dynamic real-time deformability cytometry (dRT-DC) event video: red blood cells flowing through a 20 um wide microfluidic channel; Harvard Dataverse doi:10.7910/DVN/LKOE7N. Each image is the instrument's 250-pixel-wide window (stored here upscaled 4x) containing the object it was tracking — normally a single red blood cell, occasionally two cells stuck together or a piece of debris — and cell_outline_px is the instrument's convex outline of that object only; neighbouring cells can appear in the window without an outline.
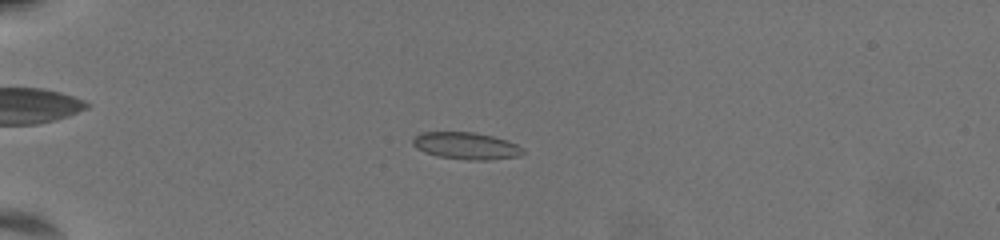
{"species": "common noctule bat (a hibernating species)", "species_latin": "Nyctalus noctula", "temperature_condition": "warm", "stored_images_in_passage": 62, "camera_frame_rate_fps": 3000, "um_per_image_px": 0.085, "animal": {"sex": "female", "body_mass_g": 19.5, "forearm_length_mm": 54.1}, "frame": {"image": 1, "passage_image": 19, "time_ms": 6.0, "image_size_px": [1000, 240], "cell_outline_px": [[524, 152], [520, 156], [488, 160], [468, 160], [436, 156], [424, 152], [416, 148], [412, 144], [412, 140], [420, 132], [472, 132], [492, 136], [516, 144], [524, 148]], "centroid_in_image_um": [39.6, 12.4], "position_along_channel_um": 45.4, "area_um2": 17.34}}
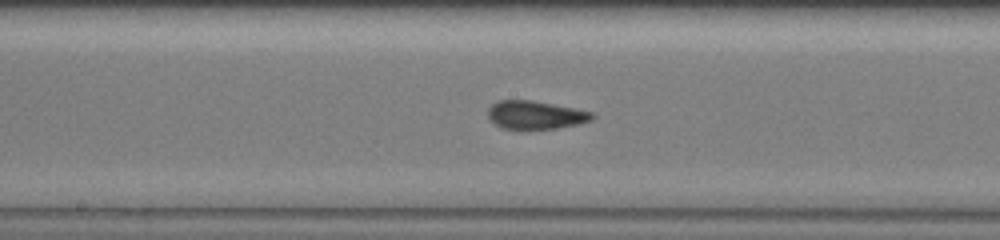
{"frame": {"image": 2, "passage_image": 36, "time_ms": 11.667, "image_size_px": [1000, 240], "cell_outline_px": [[596, 116], [592, 120], [576, 124], [556, 128], [500, 128], [488, 116], [488, 108], [492, 104], [500, 100], [532, 100], [592, 112]], "centroid_in_image_um": [45.51, 9.76], "position_along_channel_um": 202.7, "area_um2": 16.76}}
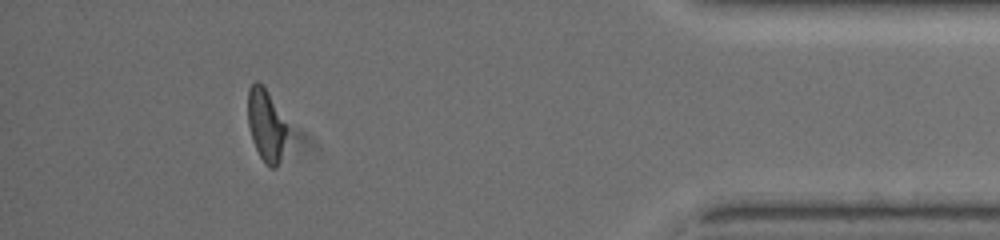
{"frame": {"image": 3, "passage_image": 57, "time_ms": 18.667, "image_size_px": [1000, 240], "cell_outline_px": [[284, 136], [280, 160], [276, 168], [268, 168], [264, 164], [252, 140], [248, 124], [248, 88], [256, 80], [264, 88], [284, 124]], "centroid_in_image_um": [22.53, 10.69], "position_along_channel_um": 412.7, "area_um2": 15.49}, "authors_computed_cell_mechanics": {"area_um2": 16.8776, "velocity_mm_per_s": 3.592, "shape_relaxation_time_tau1_ms": null, "shape_relaxation_time_tau2_ms": 1.2158, "deformation_change_tau1": null, "deformation_change_tau2": 0.0503}}